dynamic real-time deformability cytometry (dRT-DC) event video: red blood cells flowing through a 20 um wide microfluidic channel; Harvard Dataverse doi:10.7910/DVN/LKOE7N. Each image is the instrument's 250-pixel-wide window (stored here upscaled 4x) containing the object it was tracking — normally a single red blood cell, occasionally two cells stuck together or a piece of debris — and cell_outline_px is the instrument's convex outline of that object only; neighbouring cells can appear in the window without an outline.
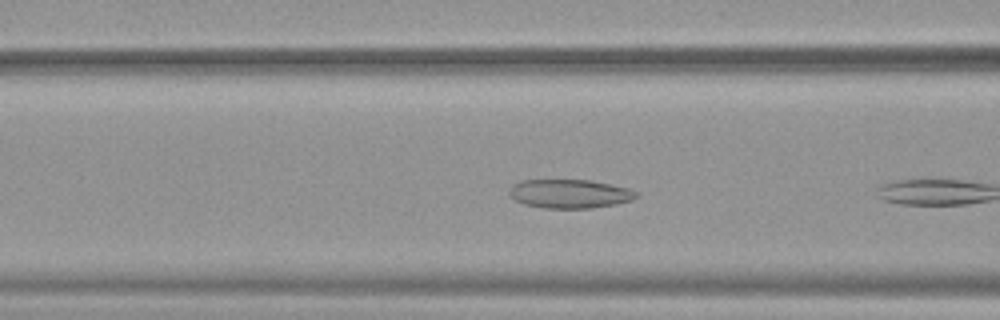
{"species": "common noctule bat (a hibernating species)", "species_latin": "Nyctalus noctula", "temperature_condition": "warm", "stored_images_in_passage": 7, "camera_frame_rate_fps": 3000, "um_per_image_px": 0.085, "animal": {"sex": "female", "body_mass_g": 19.9}, "frame": {"image": 1, "passage_image": 5, "time_ms": 1.333, "image_size_px": [1000, 320], "cell_outline_px": [[640, 196], [632, 200], [616, 204], [592, 208], [544, 208], [524, 204], [508, 196], [508, 188], [512, 184], [520, 180], [592, 180], [612, 184], [628, 188], [636, 192]], "centroid_in_image_um": [48.4, 16.46], "position_along_channel_um": 118.2, "area_um2": 21.62}}